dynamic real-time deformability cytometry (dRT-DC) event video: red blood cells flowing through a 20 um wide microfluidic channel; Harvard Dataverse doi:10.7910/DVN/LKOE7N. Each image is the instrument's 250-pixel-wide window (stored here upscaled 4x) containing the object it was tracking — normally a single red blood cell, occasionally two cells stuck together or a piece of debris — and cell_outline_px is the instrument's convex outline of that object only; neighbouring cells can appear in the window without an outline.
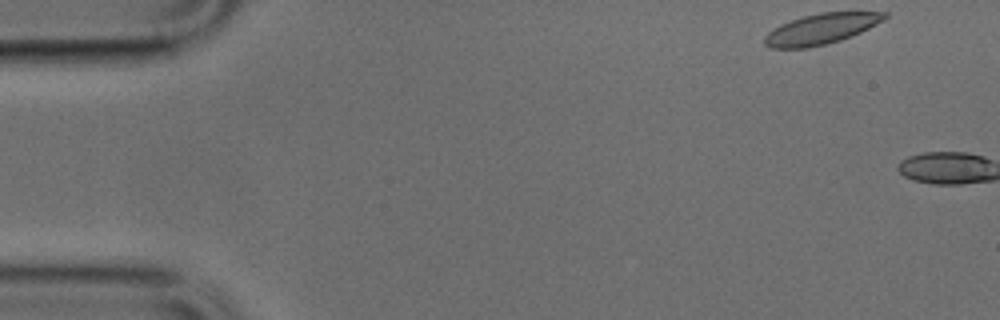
{"species": "common noctule bat (a hibernating species)", "species_latin": "Nyctalus noctula", "temperature_condition": "cold", "stored_images_in_passage": 2, "camera_frame_rate_fps": 3000, "um_per_image_px": 0.085, "animal": {"sex": "male", "body_mass_g": 17.9, "forearm_length_mm": 54.2}, "frame": {"image": 1, "passage_image": 1, "time_ms": 0.0, "image_size_px": [1000, 320], "cell_outline_px": [[888, 16], [884, 20], [852, 36], [840, 40], [808, 48], [768, 48], [764, 44], [764, 36], [768, 32], [780, 24], [804, 16], [820, 12], [888, 12]], "centroid_in_image_um": [69.78, 2.46], "position_along_channel_um": 15.2, "area_um2": 21.27}}